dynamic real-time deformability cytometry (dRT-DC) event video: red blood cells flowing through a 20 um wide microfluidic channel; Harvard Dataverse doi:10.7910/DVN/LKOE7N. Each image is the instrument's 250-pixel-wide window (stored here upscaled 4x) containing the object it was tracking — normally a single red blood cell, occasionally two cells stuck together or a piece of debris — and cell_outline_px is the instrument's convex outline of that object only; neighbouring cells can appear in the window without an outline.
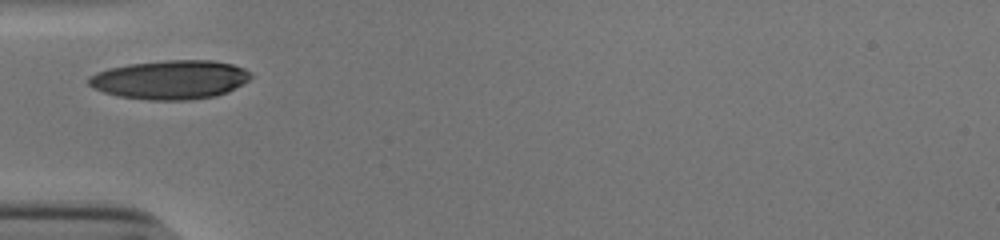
{"species": "human", "species_latin": "Homo sapiens", "temperature_condition": "cold", "stored_images_in_passage": 26, "camera_frame_rate_fps": 3000, "um_per_image_px": 0.085, "donor": {"sex": "male"}, "frame": {"image": 1, "passage_image": 1, "time_ms": 0.0, "image_size_px": [1000, 240], "cell_outline_px": [[252, 76], [248, 80], [228, 92], [216, 96], [188, 100], [152, 100], [120, 96], [104, 92], [88, 84], [88, 76], [96, 72], [108, 68], [128, 64], [164, 60], [212, 60], [232, 64], [244, 68], [252, 72]], "centroid_in_image_um": [14.49, 6.76], "position_along_channel_um": 70.5, "area_um2": 36.82}}
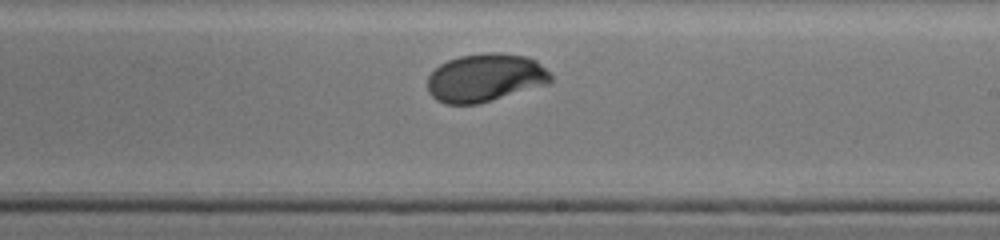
{"frame": {"image": 2, "passage_image": 15, "time_ms": 4.667, "image_size_px": [1000, 240], "cell_outline_px": [[552, 80], [548, 84], [480, 104], [444, 104], [436, 100], [428, 92], [428, 76], [440, 64], [448, 60], [460, 56], [492, 52], [500, 52], [528, 56], [536, 60], [552, 76]], "centroid_in_image_um": [41.25, 6.62], "position_along_channel_um": 247.8, "area_um2": 34.74}}
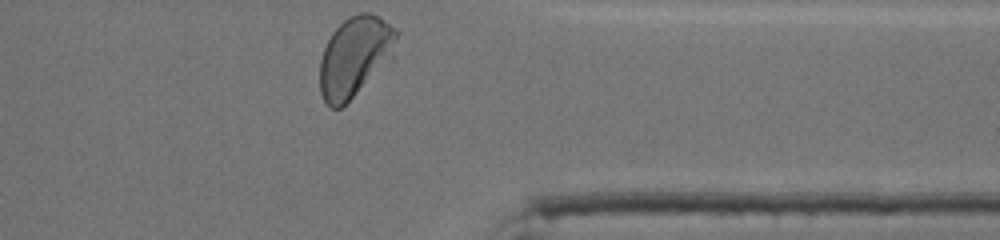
{"frame": {"image": 3, "passage_image": 26, "time_ms": 8.333, "image_size_px": [1000, 240], "cell_outline_px": [[400, 32], [392, 60], [340, 108], [332, 108], [324, 100], [320, 92], [320, 60], [324, 48], [332, 32], [348, 16], [360, 12], [368, 12], [376, 16], [396, 28]], "centroid_in_image_um": [30.19, 4.78], "position_along_channel_um": 381.2, "area_um2": 35.84}, "authors_computed_cell_mechanics": {"area_um2": 34.6222, "velocity_mm_per_s": 3.8101, "shape_relaxation_time_tau1_ms": 3.1872, "shape_relaxation_time_tau2_ms": null, "deformation_change_tau1": 0.1643, "deformation_change_tau2": null}}